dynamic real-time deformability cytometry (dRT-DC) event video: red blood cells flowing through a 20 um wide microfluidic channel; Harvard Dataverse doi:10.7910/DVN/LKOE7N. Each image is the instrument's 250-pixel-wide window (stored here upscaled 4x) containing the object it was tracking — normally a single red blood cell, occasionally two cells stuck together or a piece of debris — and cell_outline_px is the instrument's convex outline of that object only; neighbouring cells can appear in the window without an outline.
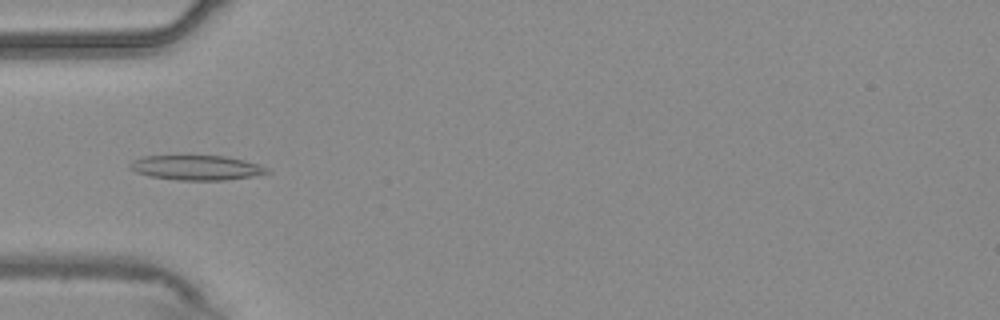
{"species": "common noctule bat (a hibernating species)", "species_latin": "Nyctalus noctula", "temperature_condition": "warm", "stored_images_in_passage": 55, "camera_frame_rate_fps": 3000, "um_per_image_px": 0.085, "animal": {"sex": "male", "body_mass_g": 20.4}, "frame": {"image": 1, "passage_image": 18, "time_ms": 5.667, "image_size_px": [1000, 320], "cell_outline_px": [[272, 172], [252, 176], [224, 180], [176, 180], [148, 176], [136, 172], [128, 168], [128, 164], [132, 160], [144, 156], [224, 156], [244, 160], [260, 164], [268, 168]], "centroid_in_image_um": [16.68, 14.25], "position_along_channel_um": 68.3, "area_um2": 19.88}}
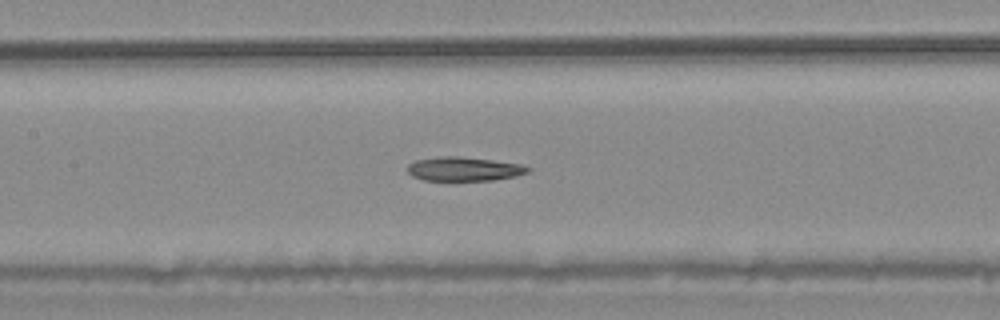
{"frame": {"image": 2, "passage_image": 26, "time_ms": 8.333, "image_size_px": [1000, 320], "cell_outline_px": [[532, 168], [528, 172], [516, 176], [492, 180], [424, 180], [412, 176], [408, 172], [408, 164], [416, 160], [440, 156], [460, 156], [492, 160], [520, 164]], "centroid_in_image_um": [39.43, 14.36], "position_along_channel_um": 168.0, "area_um2": 16.76}}
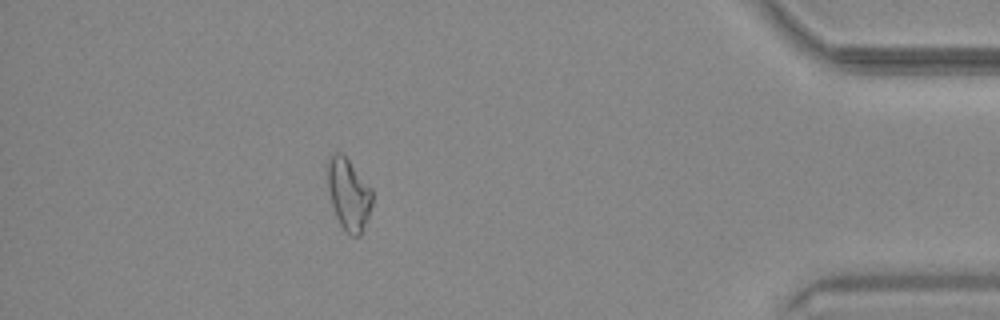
{"frame": {"image": 3, "passage_image": 49, "time_ms": 16.0, "image_size_px": [1000, 320], "cell_outline_px": [[372, 204], [368, 216], [360, 236], [352, 236], [344, 232], [336, 216], [332, 204], [324, 172], [328, 156], [332, 152], [340, 152], [348, 160], [372, 188]], "centroid_in_image_um": [29.58, 16.47], "position_along_channel_um": 405.6, "area_um2": 19.02}}